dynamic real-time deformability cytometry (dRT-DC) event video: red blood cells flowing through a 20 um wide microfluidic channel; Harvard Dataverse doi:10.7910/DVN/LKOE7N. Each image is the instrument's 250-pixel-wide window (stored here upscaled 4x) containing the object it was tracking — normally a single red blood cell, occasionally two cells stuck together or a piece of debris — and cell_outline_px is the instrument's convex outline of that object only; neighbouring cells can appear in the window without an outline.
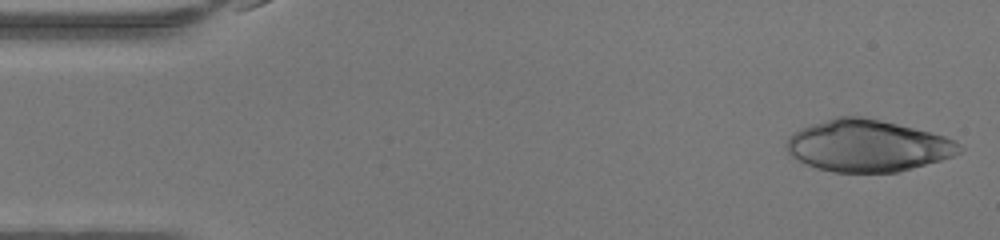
{"species": "human", "species_latin": "Homo sapiens", "temperature_condition": "warm", "stored_images_in_passage": 46, "camera_frame_rate_fps": 3000, "um_per_image_px": 0.085, "donor": {"sex": "female"}, "frame": {"image": 1, "passage_image": 1, "time_ms": 0.0, "image_size_px": [1000, 240], "cell_outline_px": [[964, 148], [960, 152], [952, 156], [940, 160], [912, 168], [896, 172], [832, 172], [816, 168], [792, 156], [788, 152], [788, 136], [812, 124], [836, 116], [860, 116], [880, 120], [932, 132], [956, 140]], "centroid_in_image_um": [73.79, 12.39], "position_along_channel_um": 11.2, "area_um2": 51.73}}
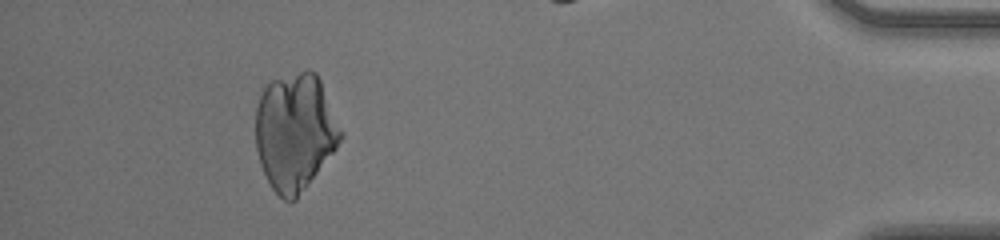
{"frame": {"image": 2, "passage_image": 42, "time_ms": 13.667, "image_size_px": [1000, 240], "cell_outline_px": [[344, 136], [336, 148], [296, 200], [284, 200], [272, 188], [260, 164], [256, 148], [256, 104], [264, 88], [272, 80], [300, 72], [316, 72], [320, 80], [344, 132]], "centroid_in_image_um": [25.09, 11.22], "position_along_channel_um": 410.1, "area_um2": 57.74}}